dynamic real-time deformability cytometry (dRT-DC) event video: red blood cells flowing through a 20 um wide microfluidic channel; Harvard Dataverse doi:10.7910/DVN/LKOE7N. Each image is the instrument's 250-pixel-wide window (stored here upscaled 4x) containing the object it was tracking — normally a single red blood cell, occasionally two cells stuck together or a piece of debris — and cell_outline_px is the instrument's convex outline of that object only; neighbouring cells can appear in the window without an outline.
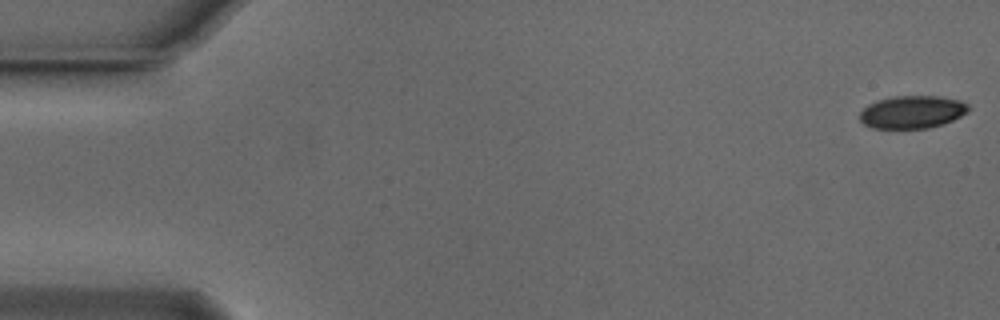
{"species": "Egyptian fruit bat (a non-hibernating species)", "species_latin": "Rousettus aegyptiacus", "temperature_condition": "cold", "stored_images_in_passage": 55, "camera_frame_rate_fps": 3000, "um_per_image_px": 0.085, "animal": {"sex": "male"}, "frame": {"image": 1, "passage_image": 1, "time_ms": 0.0, "image_size_px": [1000, 320], "cell_outline_px": [[972, 108], [968, 112], [944, 124], [928, 128], [872, 128], [864, 124], [860, 120], [860, 112], [868, 104], [876, 100], [896, 96], [940, 96], [960, 100], [968, 104]], "centroid_in_image_um": [77.56, 9.51], "position_along_channel_um": 7.4, "area_um2": 20.87}}
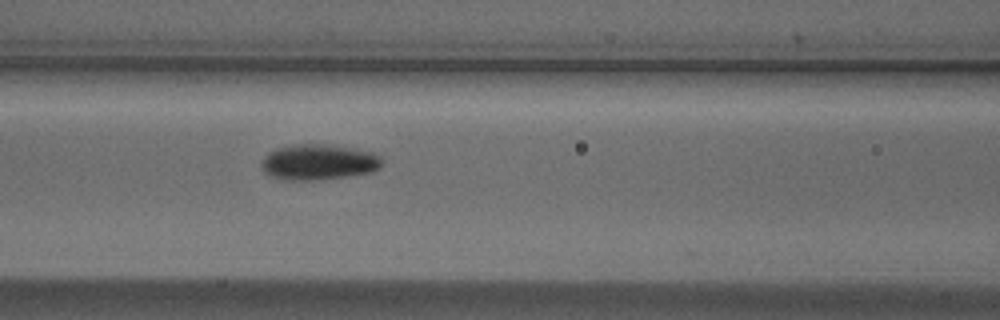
{"frame": {"image": 2, "passage_image": 23, "time_ms": 7.333, "image_size_px": [1000, 320], "cell_outline_px": [[384, 160], [380, 168], [372, 172], [344, 176], [312, 180], [284, 180], [272, 176], [264, 172], [260, 168], [260, 164], [264, 156], [268, 152], [276, 148], [296, 144], [320, 144], [352, 148], [372, 152], [380, 156]], "centroid_in_image_um": [27.05, 13.77], "position_along_channel_um": 139.5, "area_um2": 25.03}}
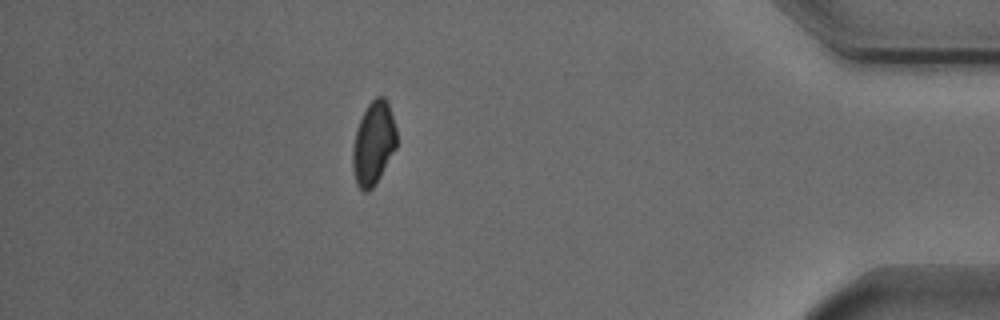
{"frame": {"image": 3, "passage_image": 48, "time_ms": 15.667, "image_size_px": [1000, 320], "cell_outline_px": [[396, 148], [376, 184], [368, 192], [364, 192], [356, 184], [352, 168], [352, 148], [356, 132], [360, 120], [368, 104], [376, 96], [384, 96], [388, 100], [396, 128]], "centroid_in_image_um": [31.75, 12.19], "position_along_channel_um": 403.5, "area_um2": 21.44}, "authors_computed_cell_mechanics": {"area_um2": 22.542, "velocity_mm_per_s": 3.7458, "shape_relaxation_time_tau1_ms": 3.6004, "shape_relaxation_time_tau2_ms": 8.2439, "deformation_change_tau1": 0.1297, "deformation_change_tau2": 0.1107}}